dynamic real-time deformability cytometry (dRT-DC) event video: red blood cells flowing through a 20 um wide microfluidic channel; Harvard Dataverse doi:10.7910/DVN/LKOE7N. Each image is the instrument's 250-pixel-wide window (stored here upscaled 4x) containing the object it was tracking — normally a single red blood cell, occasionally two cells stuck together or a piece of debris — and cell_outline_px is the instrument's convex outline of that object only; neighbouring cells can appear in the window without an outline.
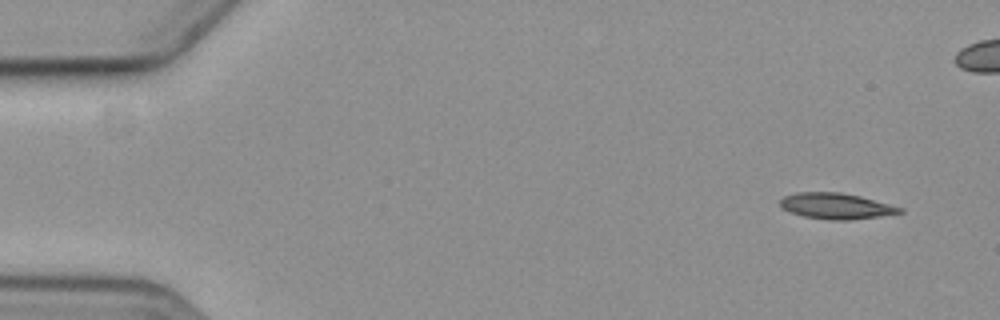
{"species": "common noctule bat (a hibernating species)", "species_latin": "Nyctalus noctula", "temperature_condition": "cold", "stored_images_in_passage": 4, "camera_frame_rate_fps": 3000, "um_per_image_px": 0.085, "animal": {"sex": "female", "body_mass_g": 19.3, "forearm_length_mm": 54.1}, "frame": {"image": 1, "passage_image": 1, "time_ms": 0.0, "image_size_px": [1000, 320], "cell_outline_px": [[904, 212], [880, 216], [848, 220], [828, 220], [804, 216], [788, 212], [780, 208], [780, 200], [784, 196], [796, 192], [840, 192], [860, 196], [904, 208]], "centroid_in_image_um": [71.04, 17.51], "position_along_channel_um": 14.0, "area_um2": 18.15}}